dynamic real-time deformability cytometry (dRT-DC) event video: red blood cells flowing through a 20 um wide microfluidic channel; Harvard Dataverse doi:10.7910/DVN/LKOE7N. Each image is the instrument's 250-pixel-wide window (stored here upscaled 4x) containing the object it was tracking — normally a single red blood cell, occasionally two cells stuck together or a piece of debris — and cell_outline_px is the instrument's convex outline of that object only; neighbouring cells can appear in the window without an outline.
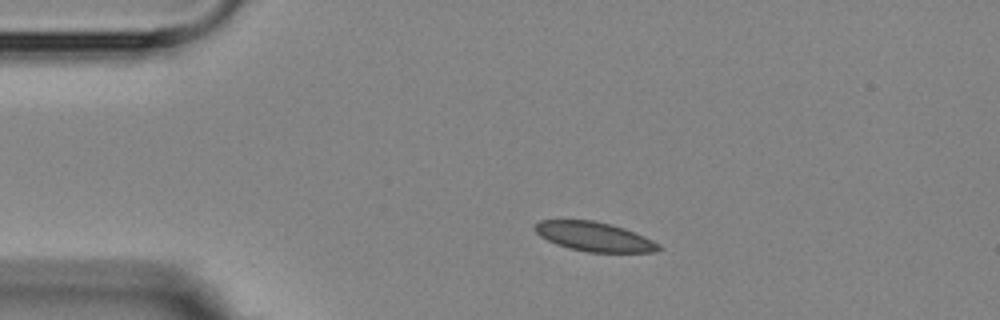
{"species": "Egyptian fruit bat (a non-hibernating species)", "species_latin": "Rousettus aegyptiacus", "temperature_condition": "room temperature", "stored_images_in_passage": 2, "camera_frame_rate_fps": 3000, "um_per_image_px": 0.085, "animal": {"sex": "female"}, "frame": {"image": 1, "passage_image": 1, "time_ms": 0.0, "image_size_px": [1000, 320], "cell_outline_px": [[664, 248], [656, 252], [588, 252], [568, 248], [556, 244], [540, 236], [532, 228], [540, 220], [592, 220], [624, 228], [644, 236], [660, 244]], "centroid_in_image_um": [50.52, 20.12], "position_along_channel_um": 34.5, "area_um2": 21.1}}